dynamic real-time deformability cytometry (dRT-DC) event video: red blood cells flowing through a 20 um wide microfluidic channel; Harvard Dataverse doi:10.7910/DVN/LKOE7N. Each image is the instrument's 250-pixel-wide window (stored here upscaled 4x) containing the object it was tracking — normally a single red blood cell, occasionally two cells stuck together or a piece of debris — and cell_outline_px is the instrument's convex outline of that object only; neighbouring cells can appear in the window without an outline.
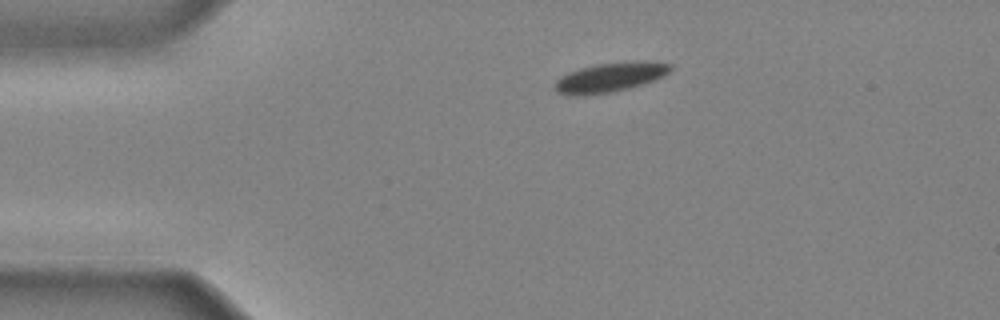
{"species": "common noctule bat (a hibernating species)", "species_latin": "Nyctalus noctula", "temperature_condition": "cold", "stored_images_in_passage": 31, "camera_frame_rate_fps": 3000, "um_per_image_px": 0.085, "animal": {"sex": "male", "body_mass_g": 20.4}, "frame": {"image": 1, "passage_image": 1, "time_ms": 0.0, "image_size_px": [1000, 320], "cell_outline_px": [[672, 68], [664, 76], [628, 88], [612, 92], [576, 96], [568, 96], [556, 92], [556, 80], [560, 76], [580, 68], [600, 64], [644, 60], [672, 64]], "centroid_in_image_um": [51.84, 6.57], "position_along_channel_um": 33.2, "area_um2": 19.59}}
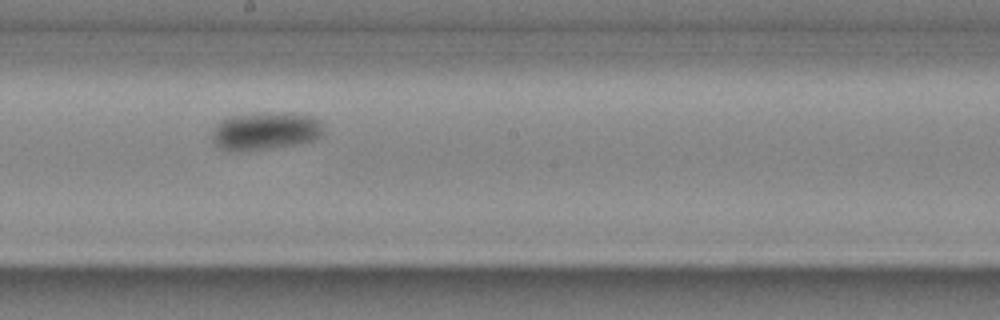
{"frame": {"image": 2, "passage_image": 17, "time_ms": 5.333, "image_size_px": [1000, 320], "cell_outline_px": [[320, 136], [316, 140], [296, 144], [268, 148], [220, 148], [212, 144], [212, 132], [216, 124], [220, 120], [228, 116], [256, 112], [288, 112], [312, 116], [320, 120]], "centroid_in_image_um": [22.54, 11.07], "position_along_channel_um": 225.7, "area_um2": 24.22}}
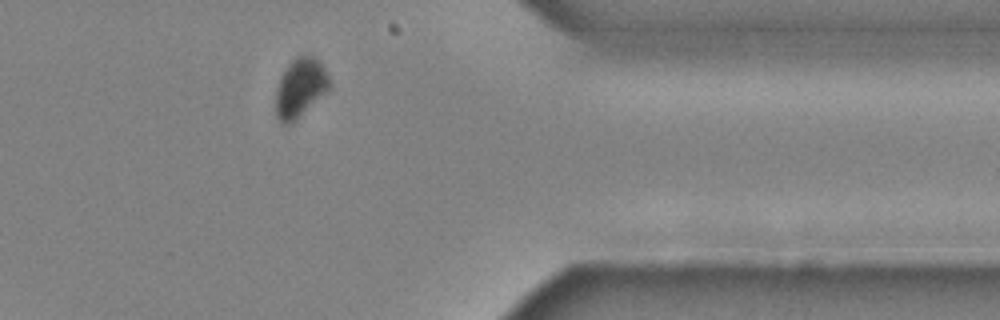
{"frame": {"image": 3, "passage_image": 29, "time_ms": 9.333, "image_size_px": [1000, 320], "cell_outline_px": [[332, 84], [292, 124], [280, 124], [276, 116], [276, 88], [280, 76], [288, 64], [296, 56], [312, 56], [324, 68]], "centroid_in_image_um": [25.47, 7.48], "position_along_channel_um": 385.9, "area_um2": 18.15}}